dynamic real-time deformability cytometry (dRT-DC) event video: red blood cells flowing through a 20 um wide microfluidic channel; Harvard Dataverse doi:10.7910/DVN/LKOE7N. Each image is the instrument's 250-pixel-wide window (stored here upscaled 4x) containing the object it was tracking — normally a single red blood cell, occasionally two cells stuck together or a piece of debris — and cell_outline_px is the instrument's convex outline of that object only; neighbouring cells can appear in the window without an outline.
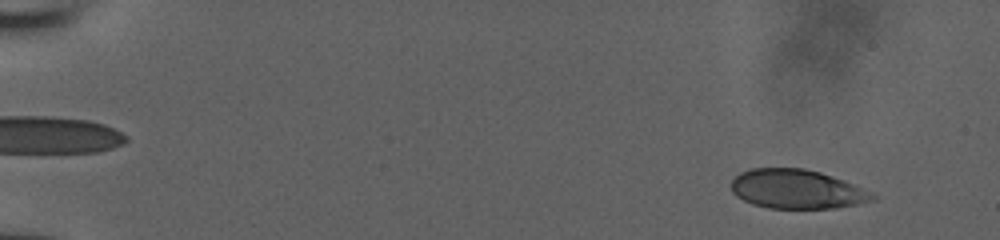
{"species": "human", "species_latin": "Homo sapiens", "temperature_condition": "room temperature", "stored_images_in_passage": 53, "camera_frame_rate_fps": 3000, "um_per_image_px": 0.085, "donor": {"sex": "male"}, "frame": {"image": 1, "passage_image": 5, "time_ms": 1.333, "image_size_px": [1000, 240], "cell_outline_px": [[880, 196], [876, 200], [836, 208], [768, 208], [752, 204], [736, 196], [732, 192], [732, 180], [740, 172], [752, 168], [804, 168], [820, 172], [844, 180], [872, 192]], "centroid_in_image_um": [67.76, 16.08], "position_along_channel_um": 17.2, "area_um2": 32.37}}
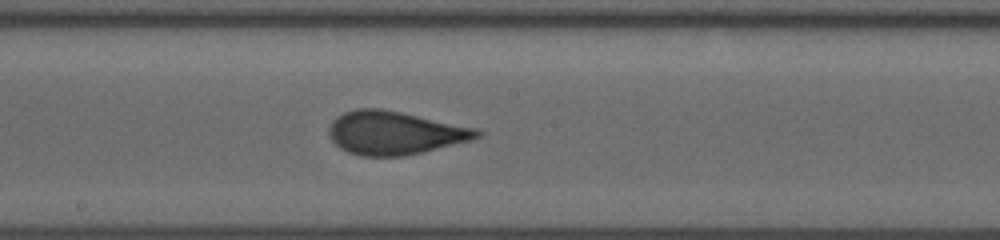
{"frame": {"image": 2, "passage_image": 31, "time_ms": 10.0, "image_size_px": [1000, 240], "cell_outline_px": [[484, 132], [480, 136], [472, 140], [404, 156], [360, 156], [348, 152], [340, 148], [332, 140], [328, 132], [328, 128], [332, 120], [336, 116], [344, 112], [356, 108], [380, 108], [400, 112], [476, 128]], "centroid_in_image_um": [33.52, 11.29], "position_along_channel_um": 214.7, "area_um2": 37.28}}
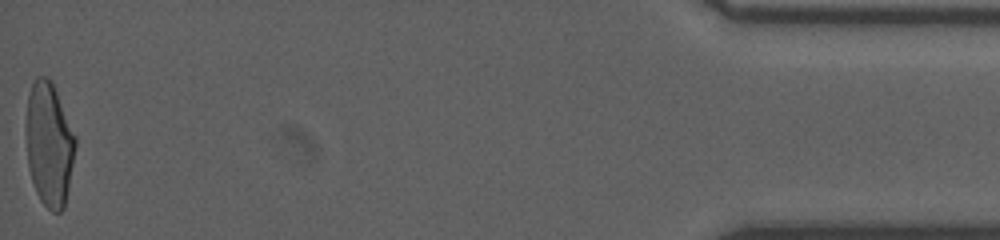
{"frame": {"image": 3, "passage_image": 53, "time_ms": 17.333, "image_size_px": [1000, 240], "cell_outline_px": [[76, 144], [68, 188], [64, 208], [60, 212], [52, 212], [40, 200], [36, 192], [28, 168], [24, 132], [24, 124], [28, 96], [32, 84], [36, 76], [44, 76], [52, 80], [76, 136]], "centroid_in_image_um": [4.15, 12.22], "position_along_channel_um": 431.1, "area_um2": 36.18}}